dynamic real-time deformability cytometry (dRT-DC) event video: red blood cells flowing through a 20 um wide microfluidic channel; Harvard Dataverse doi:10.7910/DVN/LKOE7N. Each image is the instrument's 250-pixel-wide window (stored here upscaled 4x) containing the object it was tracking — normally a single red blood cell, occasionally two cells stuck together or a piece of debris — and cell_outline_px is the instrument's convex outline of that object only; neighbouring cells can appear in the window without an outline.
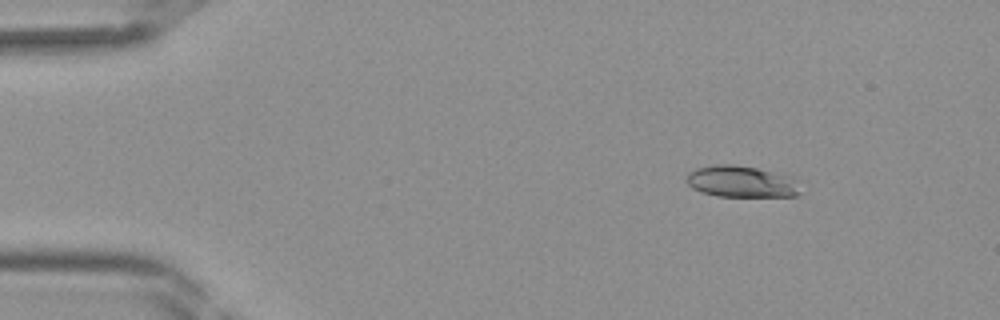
{"species": "Egyptian fruit bat (a non-hibernating species)", "species_latin": "Rousettus aegyptiacus", "temperature_condition": "room temperature", "stored_images_in_passage": 40, "camera_frame_rate_fps": 3000, "um_per_image_px": 0.085, "frame": {"image": 1, "passage_image": 4, "time_ms": 1.0, "image_size_px": [1000, 320], "cell_outline_px": [[800, 192], [796, 196], [716, 196], [700, 192], [692, 188], [688, 184], [688, 172], [696, 168], [716, 164], [732, 164], [756, 168], [792, 176]], "centroid_in_image_um": [62.98, 15.43], "position_along_channel_um": 22.0, "area_um2": 20.75}}
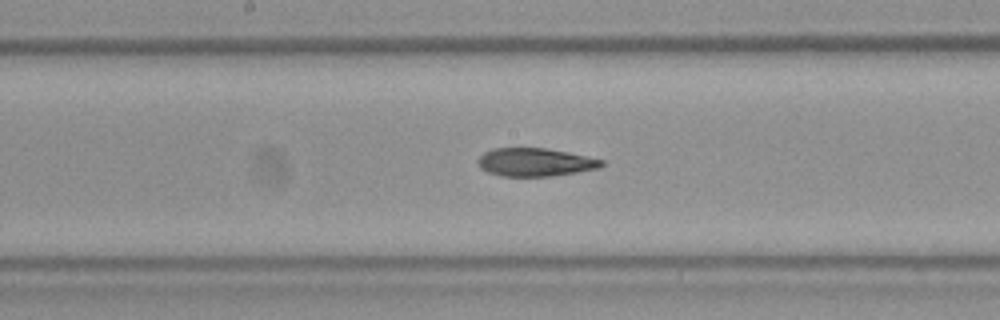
{"frame": {"image": 2, "passage_image": 20, "time_ms": 6.333, "image_size_px": [1000, 320], "cell_outline_px": [[604, 164], [600, 168], [576, 172], [548, 176], [500, 176], [488, 172], [480, 168], [476, 160], [484, 152], [492, 148], [548, 148], [568, 152], [604, 160]], "centroid_in_image_um": [45.46, 13.78], "position_along_channel_um": 202.7, "area_um2": 20.35}}
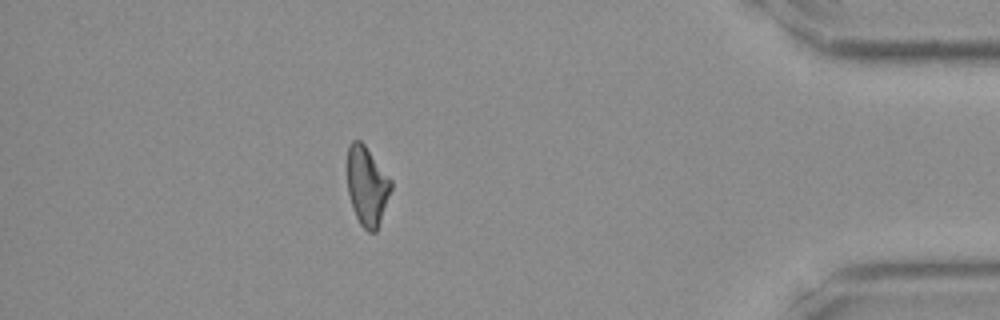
{"frame": {"image": 3, "passage_image": 35, "time_ms": 11.333, "image_size_px": [1000, 320], "cell_outline_px": [[392, 188], [376, 232], [368, 232], [360, 224], [352, 208], [348, 192], [348, 144], [352, 140], [360, 140], [364, 144], [392, 180]], "centroid_in_image_um": [31.2, 15.8], "position_along_channel_um": 404.0, "area_um2": 20.06}}